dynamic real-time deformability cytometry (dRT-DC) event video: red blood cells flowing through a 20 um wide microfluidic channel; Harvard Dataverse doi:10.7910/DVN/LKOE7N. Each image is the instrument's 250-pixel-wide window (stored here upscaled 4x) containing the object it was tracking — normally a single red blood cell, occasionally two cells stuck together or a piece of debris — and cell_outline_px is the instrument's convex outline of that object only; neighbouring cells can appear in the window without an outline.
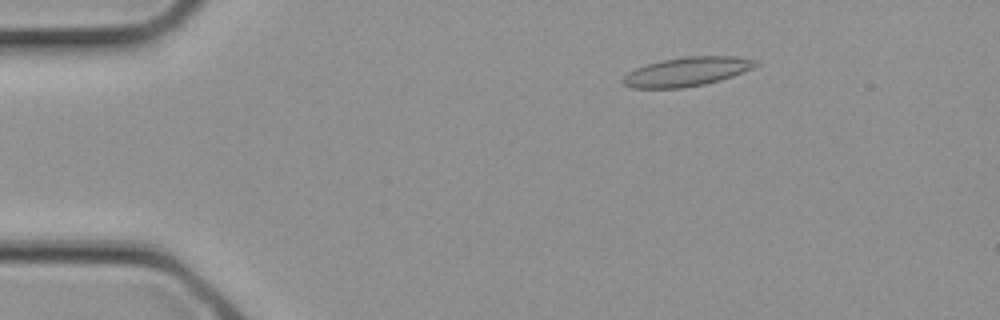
{"species": "common noctule bat (a hibernating species)", "species_latin": "Nyctalus noctula", "temperature_condition": "cold", "stored_images_in_passage": 3, "camera_frame_rate_fps": 3000, "um_per_image_px": 0.085, "animal": {"sex": "female", "body_mass_g": 21.9}, "frame": {"image": 1, "passage_image": 2, "time_ms": 0.333, "image_size_px": [1000, 320], "cell_outline_px": [[760, 64], [752, 68], [732, 76], [720, 80], [704, 84], [684, 88], [632, 88], [624, 84], [620, 80], [628, 72], [636, 68], [648, 64], [664, 60], [684, 56], [736, 56], [756, 60]], "centroid_in_image_um": [58.38, 6.09], "position_along_channel_um": 26.6, "area_um2": 22.37}}